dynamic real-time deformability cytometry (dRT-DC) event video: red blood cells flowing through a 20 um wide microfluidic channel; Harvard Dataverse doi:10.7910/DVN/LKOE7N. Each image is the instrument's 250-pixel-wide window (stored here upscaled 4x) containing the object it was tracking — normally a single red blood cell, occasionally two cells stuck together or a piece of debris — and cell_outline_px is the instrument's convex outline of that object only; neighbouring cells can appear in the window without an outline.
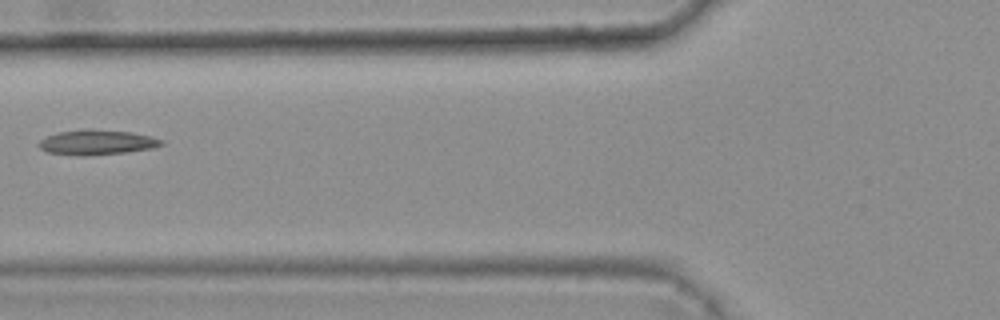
{"species": "common noctule bat (a hibernating species)", "species_latin": "Nyctalus noctula", "temperature_condition": "warm", "stored_images_in_passage": 7, "camera_frame_rate_fps": 3000, "um_per_image_px": 0.085, "animal": {"sex": "female", "body_mass_g": 25.1}, "frame": {"image": 1, "passage_image": 6, "time_ms": 1.667, "image_size_px": [1000, 320], "cell_outline_px": [[164, 144], [152, 148], [124, 152], [84, 156], [48, 152], [40, 148], [36, 144], [40, 140], [48, 136], [60, 132], [84, 128], [92, 128], [132, 132], [152, 136], [164, 140]], "centroid_in_image_um": [8.25, 12.08], "position_along_channel_um": 117.5, "area_um2": 17.92}}
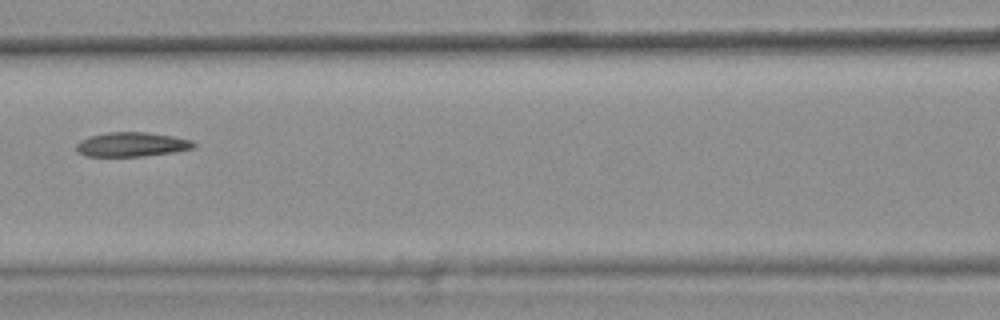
{"frame": {"image": 2, "passage_image": 7, "time_ms": 2.0, "image_size_px": [1000, 320], "cell_outline_px": [[196, 144], [192, 148], [172, 152], [144, 156], [84, 156], [76, 152], [76, 144], [80, 140], [88, 136], [108, 132], [144, 132], [172, 136], [192, 140]], "centroid_in_image_um": [11.13, 12.28], "position_along_channel_um": 155.5, "area_um2": 16.65}}